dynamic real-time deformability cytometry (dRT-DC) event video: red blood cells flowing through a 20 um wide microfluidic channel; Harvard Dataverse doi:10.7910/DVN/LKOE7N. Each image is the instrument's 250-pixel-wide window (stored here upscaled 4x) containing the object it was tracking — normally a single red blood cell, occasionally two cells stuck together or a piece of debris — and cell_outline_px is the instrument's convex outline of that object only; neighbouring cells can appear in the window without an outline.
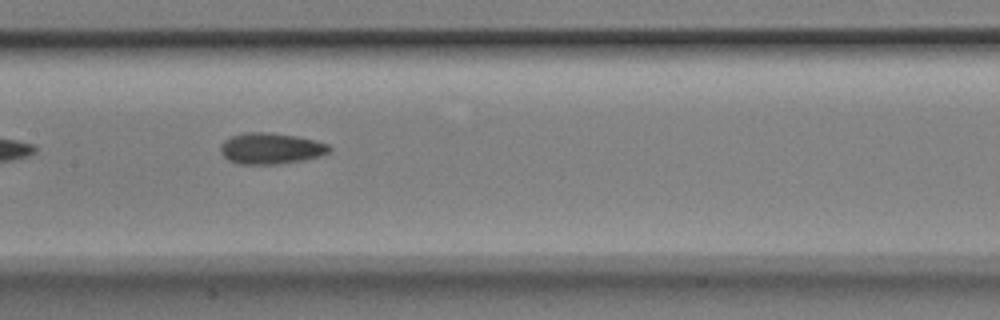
{"species": "Egyptian fruit bat (a non-hibernating species)", "species_latin": "Rousettus aegyptiacus", "temperature_condition": "room temperature", "stored_images_in_passage": 5, "camera_frame_rate_fps": 3000, "um_per_image_px": 0.085, "animal": {"sex": "male"}, "frame": {"image": 1, "passage_image": 4, "time_ms": 1.0, "image_size_px": [1000, 320], "cell_outline_px": [[332, 148], [328, 152], [320, 156], [304, 160], [276, 164], [240, 164], [228, 160], [220, 152], [220, 144], [224, 140], [232, 136], [244, 132], [272, 132], [296, 136], [328, 144]], "centroid_in_image_um": [22.99, 12.61], "position_along_channel_um": 184.4, "area_um2": 19.77}}
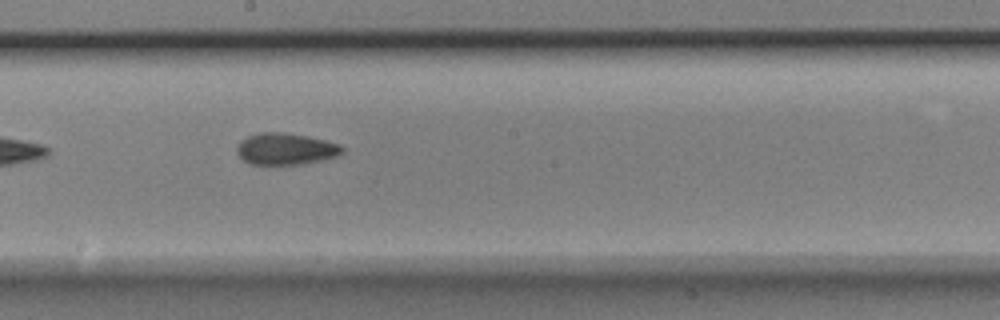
{"frame": {"image": 2, "passage_image": 5, "time_ms": 1.333, "image_size_px": [1000, 320], "cell_outline_px": [[344, 152], [336, 156], [320, 160], [300, 164], [248, 164], [236, 152], [236, 148], [240, 140], [248, 136], [260, 132], [284, 132], [308, 136], [340, 144], [344, 148]], "centroid_in_image_um": [24.26, 12.65], "position_along_channel_um": 223.9, "area_um2": 19.42}}